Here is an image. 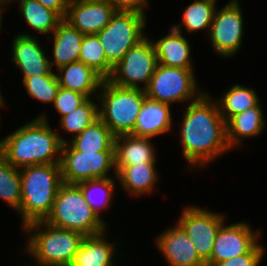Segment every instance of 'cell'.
I'll return each instance as SVG.
<instances>
[{"instance_id":"36","label":"cell","mask_w":267,"mask_h":266,"mask_svg":"<svg viewBox=\"0 0 267 266\" xmlns=\"http://www.w3.org/2000/svg\"><path fill=\"white\" fill-rule=\"evenodd\" d=\"M116 11L145 13L147 0H107Z\"/></svg>"},{"instance_id":"22","label":"cell","mask_w":267,"mask_h":266,"mask_svg":"<svg viewBox=\"0 0 267 266\" xmlns=\"http://www.w3.org/2000/svg\"><path fill=\"white\" fill-rule=\"evenodd\" d=\"M104 233L85 236L69 266H113L114 246Z\"/></svg>"},{"instance_id":"35","label":"cell","mask_w":267,"mask_h":266,"mask_svg":"<svg viewBox=\"0 0 267 266\" xmlns=\"http://www.w3.org/2000/svg\"><path fill=\"white\" fill-rule=\"evenodd\" d=\"M263 255L264 249L257 243L248 253L219 262L216 266H258Z\"/></svg>"},{"instance_id":"23","label":"cell","mask_w":267,"mask_h":266,"mask_svg":"<svg viewBox=\"0 0 267 266\" xmlns=\"http://www.w3.org/2000/svg\"><path fill=\"white\" fill-rule=\"evenodd\" d=\"M265 125L259 103L235 116L227 123V141L230 148L239 145L241 138L258 135Z\"/></svg>"},{"instance_id":"40","label":"cell","mask_w":267,"mask_h":266,"mask_svg":"<svg viewBox=\"0 0 267 266\" xmlns=\"http://www.w3.org/2000/svg\"><path fill=\"white\" fill-rule=\"evenodd\" d=\"M0 106H3V100H2L1 93H0Z\"/></svg>"},{"instance_id":"24","label":"cell","mask_w":267,"mask_h":266,"mask_svg":"<svg viewBox=\"0 0 267 266\" xmlns=\"http://www.w3.org/2000/svg\"><path fill=\"white\" fill-rule=\"evenodd\" d=\"M155 163H142L128 165L116 172L121 185L128 193L141 195L152 192L157 182Z\"/></svg>"},{"instance_id":"21","label":"cell","mask_w":267,"mask_h":266,"mask_svg":"<svg viewBox=\"0 0 267 266\" xmlns=\"http://www.w3.org/2000/svg\"><path fill=\"white\" fill-rule=\"evenodd\" d=\"M52 34L54 38V61L50 62L51 67L55 65L59 69L62 66L79 61L84 34L65 19L58 23Z\"/></svg>"},{"instance_id":"20","label":"cell","mask_w":267,"mask_h":266,"mask_svg":"<svg viewBox=\"0 0 267 266\" xmlns=\"http://www.w3.org/2000/svg\"><path fill=\"white\" fill-rule=\"evenodd\" d=\"M59 85L62 88L78 92L87 98L99 89L104 78L94 69L81 61H75L58 69Z\"/></svg>"},{"instance_id":"18","label":"cell","mask_w":267,"mask_h":266,"mask_svg":"<svg viewBox=\"0 0 267 266\" xmlns=\"http://www.w3.org/2000/svg\"><path fill=\"white\" fill-rule=\"evenodd\" d=\"M150 138L121 135L114 139V173L128 165L155 163L154 147Z\"/></svg>"},{"instance_id":"12","label":"cell","mask_w":267,"mask_h":266,"mask_svg":"<svg viewBox=\"0 0 267 266\" xmlns=\"http://www.w3.org/2000/svg\"><path fill=\"white\" fill-rule=\"evenodd\" d=\"M238 0H232L218 12L211 23L210 38L215 51L230 56L240 49L243 37V17Z\"/></svg>"},{"instance_id":"32","label":"cell","mask_w":267,"mask_h":266,"mask_svg":"<svg viewBox=\"0 0 267 266\" xmlns=\"http://www.w3.org/2000/svg\"><path fill=\"white\" fill-rule=\"evenodd\" d=\"M76 185L81 189L83 196H84L86 202L91 207V209L96 213V215L98 217L101 218L99 212L102 209L109 207V203H110L113 191H114L113 179L107 177V178H101V179L86 180V181H82ZM95 189L96 190L100 189V194L101 193L104 194V195L101 194V196L103 195L102 196L103 200L100 199L102 202H99V200L97 201V199H95L96 197L94 198L95 195L93 196L92 193Z\"/></svg>"},{"instance_id":"13","label":"cell","mask_w":267,"mask_h":266,"mask_svg":"<svg viewBox=\"0 0 267 266\" xmlns=\"http://www.w3.org/2000/svg\"><path fill=\"white\" fill-rule=\"evenodd\" d=\"M260 232L251 231L246 223L220 226L210 257V266L219 262L248 253L256 244Z\"/></svg>"},{"instance_id":"19","label":"cell","mask_w":267,"mask_h":266,"mask_svg":"<svg viewBox=\"0 0 267 266\" xmlns=\"http://www.w3.org/2000/svg\"><path fill=\"white\" fill-rule=\"evenodd\" d=\"M158 63L176 68H192L190 61V45L181 35L180 26H173L171 33L153 42Z\"/></svg>"},{"instance_id":"4","label":"cell","mask_w":267,"mask_h":266,"mask_svg":"<svg viewBox=\"0 0 267 266\" xmlns=\"http://www.w3.org/2000/svg\"><path fill=\"white\" fill-rule=\"evenodd\" d=\"M44 222L84 236L105 232L106 226L86 202L81 189L76 184L66 183L59 187L52 210Z\"/></svg>"},{"instance_id":"25","label":"cell","mask_w":267,"mask_h":266,"mask_svg":"<svg viewBox=\"0 0 267 266\" xmlns=\"http://www.w3.org/2000/svg\"><path fill=\"white\" fill-rule=\"evenodd\" d=\"M114 139L108 126L99 118L85 128L79 135L73 137L69 143L80 152L114 151Z\"/></svg>"},{"instance_id":"38","label":"cell","mask_w":267,"mask_h":266,"mask_svg":"<svg viewBox=\"0 0 267 266\" xmlns=\"http://www.w3.org/2000/svg\"><path fill=\"white\" fill-rule=\"evenodd\" d=\"M10 2H11V0H0V7H4L5 4L10 3Z\"/></svg>"},{"instance_id":"8","label":"cell","mask_w":267,"mask_h":266,"mask_svg":"<svg viewBox=\"0 0 267 266\" xmlns=\"http://www.w3.org/2000/svg\"><path fill=\"white\" fill-rule=\"evenodd\" d=\"M61 153L59 164L63 183L66 184L107 178L108 171L115 169L114 151L83 153L67 141L62 144Z\"/></svg>"},{"instance_id":"16","label":"cell","mask_w":267,"mask_h":266,"mask_svg":"<svg viewBox=\"0 0 267 266\" xmlns=\"http://www.w3.org/2000/svg\"><path fill=\"white\" fill-rule=\"evenodd\" d=\"M34 38L26 33L17 35L13 40L12 60L22 71L23 77L45 76L52 72L50 61L37 37Z\"/></svg>"},{"instance_id":"14","label":"cell","mask_w":267,"mask_h":266,"mask_svg":"<svg viewBox=\"0 0 267 266\" xmlns=\"http://www.w3.org/2000/svg\"><path fill=\"white\" fill-rule=\"evenodd\" d=\"M116 10L107 0H71L65 20L82 34H97Z\"/></svg>"},{"instance_id":"11","label":"cell","mask_w":267,"mask_h":266,"mask_svg":"<svg viewBox=\"0 0 267 266\" xmlns=\"http://www.w3.org/2000/svg\"><path fill=\"white\" fill-rule=\"evenodd\" d=\"M182 212L178 225L192 240L200 259L206 266H210L212 248L224 217L193 206L186 207Z\"/></svg>"},{"instance_id":"7","label":"cell","mask_w":267,"mask_h":266,"mask_svg":"<svg viewBox=\"0 0 267 266\" xmlns=\"http://www.w3.org/2000/svg\"><path fill=\"white\" fill-rule=\"evenodd\" d=\"M145 23L144 13L116 11L110 22L96 34L112 67L145 38L142 34Z\"/></svg>"},{"instance_id":"10","label":"cell","mask_w":267,"mask_h":266,"mask_svg":"<svg viewBox=\"0 0 267 266\" xmlns=\"http://www.w3.org/2000/svg\"><path fill=\"white\" fill-rule=\"evenodd\" d=\"M192 68H176L157 64L148 87L146 96L150 99L171 104L183 102L194 97L196 83Z\"/></svg>"},{"instance_id":"9","label":"cell","mask_w":267,"mask_h":266,"mask_svg":"<svg viewBox=\"0 0 267 266\" xmlns=\"http://www.w3.org/2000/svg\"><path fill=\"white\" fill-rule=\"evenodd\" d=\"M158 64L156 51L152 41L145 37L137 45L131 47L122 60L113 67L108 80L116 86L125 88H141L138 82L145 83V90Z\"/></svg>"},{"instance_id":"26","label":"cell","mask_w":267,"mask_h":266,"mask_svg":"<svg viewBox=\"0 0 267 266\" xmlns=\"http://www.w3.org/2000/svg\"><path fill=\"white\" fill-rule=\"evenodd\" d=\"M20 12L33 29L42 34L53 33L62 18L37 0H19Z\"/></svg>"},{"instance_id":"2","label":"cell","mask_w":267,"mask_h":266,"mask_svg":"<svg viewBox=\"0 0 267 266\" xmlns=\"http://www.w3.org/2000/svg\"><path fill=\"white\" fill-rule=\"evenodd\" d=\"M67 140L54 132L45 115L18 128L0 141V154L15 168L60 163L62 144Z\"/></svg>"},{"instance_id":"28","label":"cell","mask_w":267,"mask_h":266,"mask_svg":"<svg viewBox=\"0 0 267 266\" xmlns=\"http://www.w3.org/2000/svg\"><path fill=\"white\" fill-rule=\"evenodd\" d=\"M79 61L94 69L104 79H108L112 74L113 67L106 59L104 50L96 34L84 35Z\"/></svg>"},{"instance_id":"31","label":"cell","mask_w":267,"mask_h":266,"mask_svg":"<svg viewBox=\"0 0 267 266\" xmlns=\"http://www.w3.org/2000/svg\"><path fill=\"white\" fill-rule=\"evenodd\" d=\"M216 3L211 0H195L186 7L183 17V25L188 32H196L209 28L213 21Z\"/></svg>"},{"instance_id":"5","label":"cell","mask_w":267,"mask_h":266,"mask_svg":"<svg viewBox=\"0 0 267 266\" xmlns=\"http://www.w3.org/2000/svg\"><path fill=\"white\" fill-rule=\"evenodd\" d=\"M46 231L41 230V226ZM38 227V231L35 229ZM30 234L27 251L33 255L40 266H69L84 239V235L68 229L50 225L44 221H36L23 227Z\"/></svg>"},{"instance_id":"29","label":"cell","mask_w":267,"mask_h":266,"mask_svg":"<svg viewBox=\"0 0 267 266\" xmlns=\"http://www.w3.org/2000/svg\"><path fill=\"white\" fill-rule=\"evenodd\" d=\"M0 198L19 211L21 204V175L19 169L10 164L1 154Z\"/></svg>"},{"instance_id":"34","label":"cell","mask_w":267,"mask_h":266,"mask_svg":"<svg viewBox=\"0 0 267 266\" xmlns=\"http://www.w3.org/2000/svg\"><path fill=\"white\" fill-rule=\"evenodd\" d=\"M87 99L83 94L59 87L53 104L63 117L82 105Z\"/></svg>"},{"instance_id":"3","label":"cell","mask_w":267,"mask_h":266,"mask_svg":"<svg viewBox=\"0 0 267 266\" xmlns=\"http://www.w3.org/2000/svg\"><path fill=\"white\" fill-rule=\"evenodd\" d=\"M21 175V204L24 227L44 221L50 214L59 187L63 184L60 164H40L19 169Z\"/></svg>"},{"instance_id":"17","label":"cell","mask_w":267,"mask_h":266,"mask_svg":"<svg viewBox=\"0 0 267 266\" xmlns=\"http://www.w3.org/2000/svg\"><path fill=\"white\" fill-rule=\"evenodd\" d=\"M170 112V104L146 97L131 135L151 139L169 131L172 127Z\"/></svg>"},{"instance_id":"27","label":"cell","mask_w":267,"mask_h":266,"mask_svg":"<svg viewBox=\"0 0 267 266\" xmlns=\"http://www.w3.org/2000/svg\"><path fill=\"white\" fill-rule=\"evenodd\" d=\"M216 102L222 118L227 123L233 116L256 106L259 100L253 89L236 84L225 93L221 101Z\"/></svg>"},{"instance_id":"37","label":"cell","mask_w":267,"mask_h":266,"mask_svg":"<svg viewBox=\"0 0 267 266\" xmlns=\"http://www.w3.org/2000/svg\"><path fill=\"white\" fill-rule=\"evenodd\" d=\"M37 1L41 3L44 7L55 11L62 19H65L68 7L71 2V0H37Z\"/></svg>"},{"instance_id":"33","label":"cell","mask_w":267,"mask_h":266,"mask_svg":"<svg viewBox=\"0 0 267 266\" xmlns=\"http://www.w3.org/2000/svg\"><path fill=\"white\" fill-rule=\"evenodd\" d=\"M29 95L39 101L54 103L60 87L57 74L53 71L45 76L23 77Z\"/></svg>"},{"instance_id":"15","label":"cell","mask_w":267,"mask_h":266,"mask_svg":"<svg viewBox=\"0 0 267 266\" xmlns=\"http://www.w3.org/2000/svg\"><path fill=\"white\" fill-rule=\"evenodd\" d=\"M157 246L171 266H206L192 240L177 224L157 237Z\"/></svg>"},{"instance_id":"6","label":"cell","mask_w":267,"mask_h":266,"mask_svg":"<svg viewBox=\"0 0 267 266\" xmlns=\"http://www.w3.org/2000/svg\"><path fill=\"white\" fill-rule=\"evenodd\" d=\"M101 100L102 110L99 118L108 126L112 134L117 137L133 133L137 116L144 99L147 97L143 88H125L104 79Z\"/></svg>"},{"instance_id":"30","label":"cell","mask_w":267,"mask_h":266,"mask_svg":"<svg viewBox=\"0 0 267 266\" xmlns=\"http://www.w3.org/2000/svg\"><path fill=\"white\" fill-rule=\"evenodd\" d=\"M91 99L88 98L71 113L61 117L62 129H65L66 132H72L76 136L99 119V109Z\"/></svg>"},{"instance_id":"39","label":"cell","mask_w":267,"mask_h":266,"mask_svg":"<svg viewBox=\"0 0 267 266\" xmlns=\"http://www.w3.org/2000/svg\"><path fill=\"white\" fill-rule=\"evenodd\" d=\"M2 11H3V9H2V7H0V28H1V18H2Z\"/></svg>"},{"instance_id":"1","label":"cell","mask_w":267,"mask_h":266,"mask_svg":"<svg viewBox=\"0 0 267 266\" xmlns=\"http://www.w3.org/2000/svg\"><path fill=\"white\" fill-rule=\"evenodd\" d=\"M183 117L180 142L183 156L192 166H204L230 149L226 121L220 114L217 102L211 101L207 94H198L189 103Z\"/></svg>"}]
</instances>
